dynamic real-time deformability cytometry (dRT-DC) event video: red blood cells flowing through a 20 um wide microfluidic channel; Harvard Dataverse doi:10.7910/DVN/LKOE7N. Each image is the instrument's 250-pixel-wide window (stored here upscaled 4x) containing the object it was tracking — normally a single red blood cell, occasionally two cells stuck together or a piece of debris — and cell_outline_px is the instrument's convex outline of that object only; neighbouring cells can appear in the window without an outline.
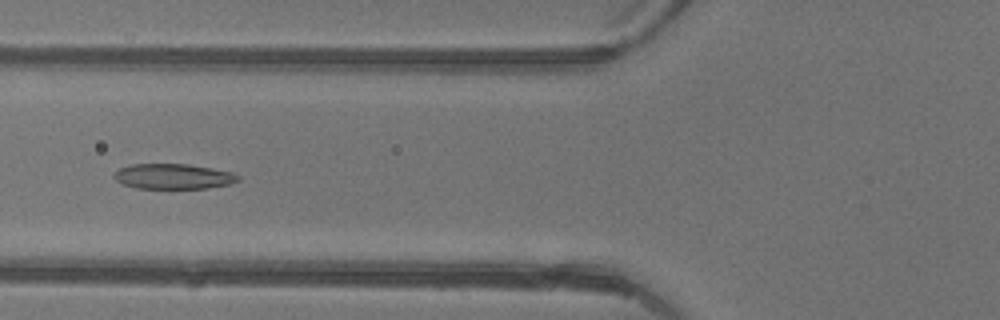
{"species": "common noctule bat (a hibernating species)", "species_latin": "Nyctalus noctula", "temperature_condition": "warm", "stored_images_in_passage": 48, "camera_frame_rate_fps": 3000, "um_per_image_px": 0.085, "animal": {"sex": "female"}, "frame": {"image": 1, "passage_image": 20, "time_ms": 6.333, "image_size_px": [1000, 320], "cell_outline_px": [[240, 180], [228, 184], [208, 188], [136, 188], [124, 184], [116, 180], [112, 176], [120, 168], [132, 164], [188, 164], [212, 168], [232, 172], [240, 176]], "centroid_in_image_um": [14.74, 14.99], "position_along_channel_um": 111.1, "area_um2": 18.15}}
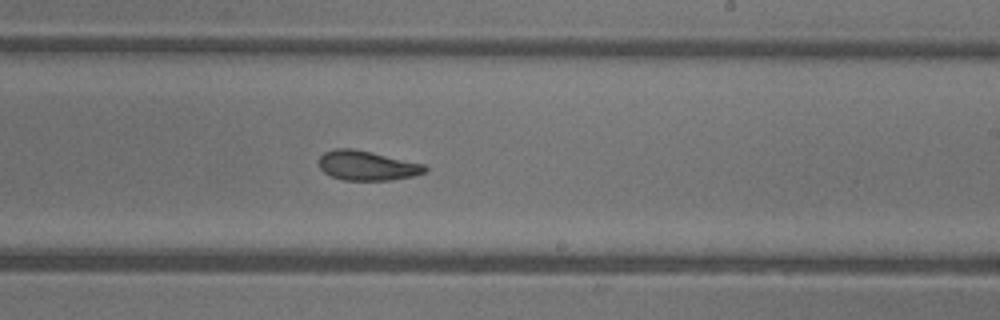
{"frame": {"image": 2, "passage_image": 30, "time_ms": 9.667, "image_size_px": [1000, 320], "cell_outline_px": [[428, 168], [424, 172], [412, 176], [392, 180], [344, 180], [332, 176], [324, 172], [320, 168], [320, 156], [324, 152], [332, 148], [352, 148], [424, 164]], "centroid_in_image_um": [31.18, 14.07], "position_along_channel_um": 257.8, "area_um2": 18.09}}
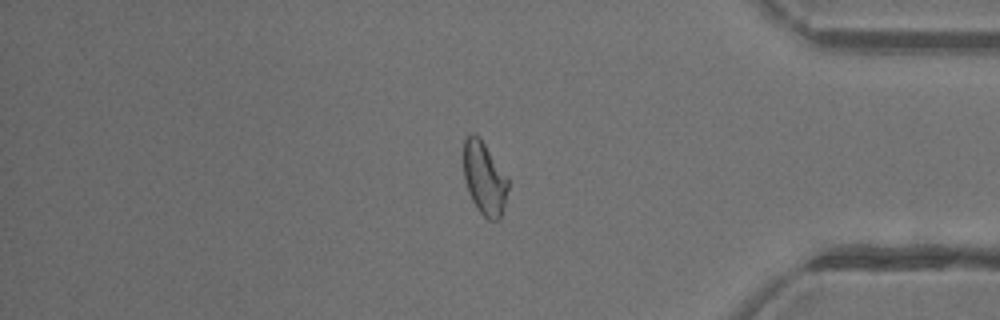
{"frame": {"image": 3, "passage_image": 41, "time_ms": 13.333, "image_size_px": [1000, 320], "cell_outline_px": [[508, 188], [504, 208], [500, 220], [488, 220], [476, 208], [468, 192], [464, 180], [464, 140], [468, 132], [472, 132], [480, 136], [508, 176]], "centroid_in_image_um": [41.18, 15.13], "position_along_channel_um": 394.0, "area_um2": 19.42}, "authors_computed_cell_mechanics": {"area_um2": 19.7676, "velocity_mm_per_s": 4.4092, "shape_relaxation_time_tau1_ms": 9.0845, "shape_relaxation_time_tau2_ms": 2.3272, "deformation_change_tau1": 0.2057, "deformation_change_tau2": 0.0861}}